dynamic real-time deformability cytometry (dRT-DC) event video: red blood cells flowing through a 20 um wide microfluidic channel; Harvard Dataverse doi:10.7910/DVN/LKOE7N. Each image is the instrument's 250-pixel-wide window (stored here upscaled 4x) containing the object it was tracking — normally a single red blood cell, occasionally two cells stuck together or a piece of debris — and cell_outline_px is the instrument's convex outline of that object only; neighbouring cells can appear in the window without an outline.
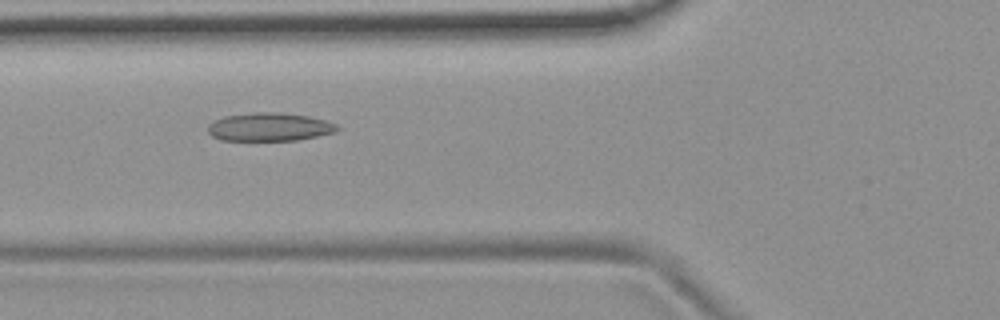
{"species": "common noctule bat (a hibernating species)", "species_latin": "Nyctalus noctula", "temperature_condition": "room temperature", "stored_images_in_passage": 54, "camera_frame_rate_fps": 3000, "um_per_image_px": 0.085, "animal": {"sex": "female", "body_mass_g": 19.9}, "frame": {"image": 1, "passage_image": 20, "time_ms": 6.333, "image_size_px": [1000, 320], "cell_outline_px": [[340, 128], [332, 132], [316, 136], [296, 140], [220, 140], [212, 136], [208, 132], [208, 124], [224, 116], [252, 112], [276, 112], [308, 116], [324, 120], [336, 124]], "centroid_in_image_um": [22.86, 10.78], "position_along_channel_um": 102.9, "area_um2": 21.1}}
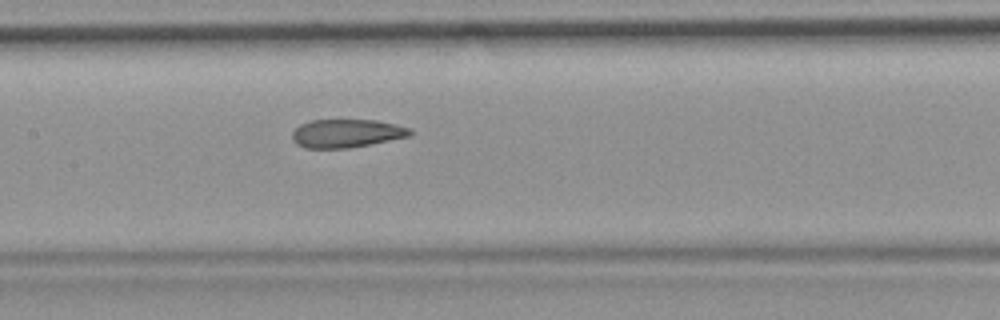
{"frame": {"image": 2, "passage_image": 26, "time_ms": 8.333, "image_size_px": [1000, 320], "cell_outline_px": [[412, 136], [348, 148], [308, 148], [296, 144], [292, 140], [292, 132], [300, 124], [312, 120], [376, 120], [396, 124], [412, 128]], "centroid_in_image_um": [29.48, 11.33], "position_along_channel_um": 177.9, "area_um2": 19.54}}
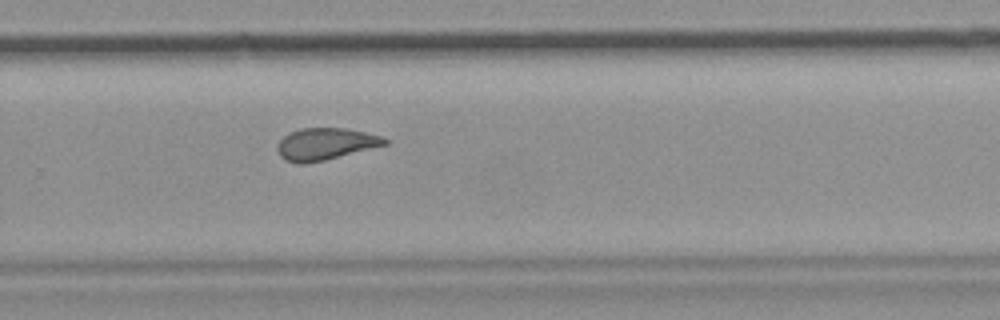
{"frame": {"image": 3, "passage_image": 36, "time_ms": 11.667, "image_size_px": [1000, 320], "cell_outline_px": [[388, 144], [324, 160], [304, 164], [296, 164], [280, 156], [276, 148], [280, 140], [288, 132], [300, 128], [344, 128], [364, 132], [380, 136], [388, 140]], "centroid_in_image_um": [27.62, 12.23], "position_along_channel_um": 302.2, "area_um2": 19.83}, "authors_computed_cell_mechanics": {"area_um2": 21.1548, "velocity_mm_per_s": 3.7417, "shape_relaxation_time_tau1_ms": null, "shape_relaxation_time_tau2_ms": 2.448, "deformation_change_tau1": null, "deformation_change_tau2": 0.0933}}